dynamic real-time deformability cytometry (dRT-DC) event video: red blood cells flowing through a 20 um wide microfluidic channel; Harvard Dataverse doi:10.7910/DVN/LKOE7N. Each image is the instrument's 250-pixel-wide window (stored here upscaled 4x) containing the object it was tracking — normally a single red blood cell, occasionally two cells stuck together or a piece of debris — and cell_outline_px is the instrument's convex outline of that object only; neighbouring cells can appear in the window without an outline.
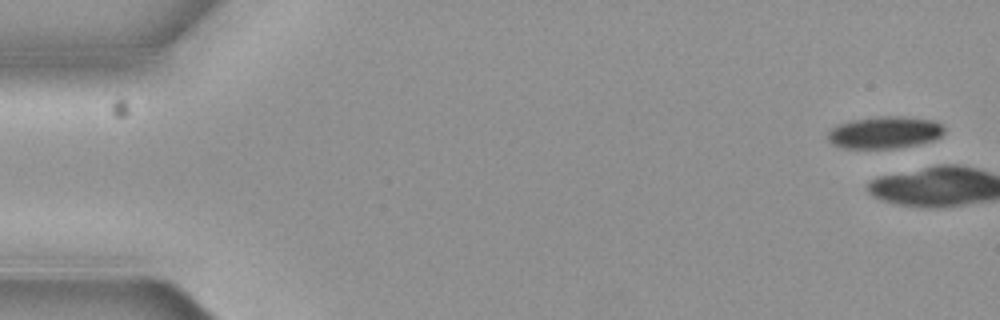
{"species": "common noctule bat (a hibernating species)", "species_latin": "Nyctalus noctula", "temperature_condition": "cold", "stored_images_in_passage": 6, "camera_frame_rate_fps": 3000, "um_per_image_px": 0.085, "animal": {"sex": "female", "body_mass_g": 19.3, "forearm_length_mm": 54.1}, "frame": {"image": 1, "passage_image": 1, "time_ms": 0.0, "image_size_px": [1000, 320], "cell_outline_px": [[944, 132], [940, 136], [932, 140], [916, 144], [896, 148], [844, 148], [828, 140], [828, 132], [832, 128], [840, 124], [852, 120], [884, 116], [900, 116], [932, 120], [940, 124], [944, 128]], "centroid_in_image_um": [75.2, 11.25], "position_along_channel_um": 9.8, "area_um2": 21.33}}